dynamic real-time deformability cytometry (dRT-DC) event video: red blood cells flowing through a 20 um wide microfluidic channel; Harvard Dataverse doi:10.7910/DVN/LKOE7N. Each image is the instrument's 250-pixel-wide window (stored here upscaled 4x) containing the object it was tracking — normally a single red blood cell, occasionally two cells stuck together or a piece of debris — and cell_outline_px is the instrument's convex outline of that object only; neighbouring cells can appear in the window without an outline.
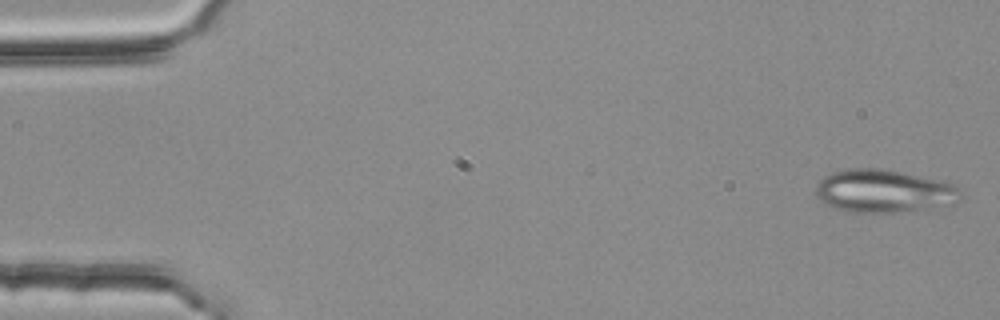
{"species": "common noctule bat (a hibernating species)", "species_latin": "Nyctalus noctula", "temperature_condition": "room temperature", "stored_images_in_passage": 5, "camera_frame_rate_fps": 3000, "um_per_image_px": 0.085, "animal": {"sex": "female", "body_mass_g": 25.1}, "frame": {"image": 1, "passage_image": 1, "time_ms": 0.0, "image_size_px": [1000, 320], "cell_outline_px": [[964, 192], [960, 200], [956, 204], [912, 212], [848, 212], [836, 208], [828, 204], [816, 192], [816, 184], [824, 176], [832, 172], [848, 168], [880, 168], [944, 180], [956, 184]], "centroid_in_image_um": [75.26, 16.24], "position_along_channel_um": 9.7, "area_um2": 36.88}}